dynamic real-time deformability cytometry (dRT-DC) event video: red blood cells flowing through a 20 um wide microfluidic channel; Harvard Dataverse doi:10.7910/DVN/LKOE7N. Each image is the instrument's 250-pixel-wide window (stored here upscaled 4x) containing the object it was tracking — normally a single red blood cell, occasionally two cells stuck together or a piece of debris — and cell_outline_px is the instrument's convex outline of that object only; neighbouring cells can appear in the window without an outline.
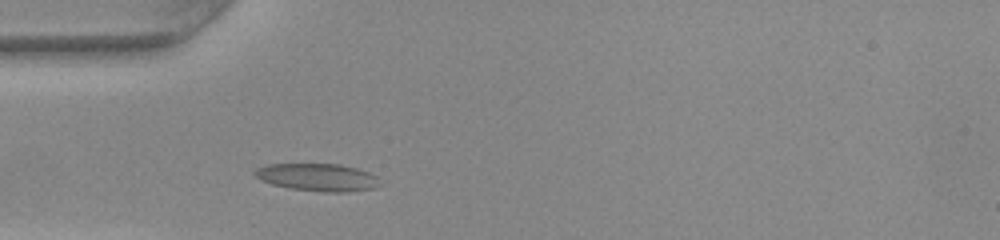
{"species": "common noctule bat (a hibernating species)", "species_latin": "Nyctalus noctula", "temperature_condition": "warm", "stored_images_in_passage": 26, "camera_frame_rate_fps": 3000, "um_per_image_px": 0.085, "animal": {"sex": "female", "body_mass_g": 22.0, "forearm_length_mm": 56.7}, "frame": {"image": 1, "passage_image": 1, "time_ms": 0.0, "image_size_px": [1000, 240], "cell_outline_px": [[380, 184], [376, 188], [344, 192], [324, 192], [288, 188], [272, 184], [260, 180], [252, 172], [256, 168], [268, 164], [340, 164], [356, 168], [368, 172], [376, 176]], "centroid_in_image_um": [26.97, 15.07], "position_along_channel_um": 58.0, "area_um2": 20.11}}
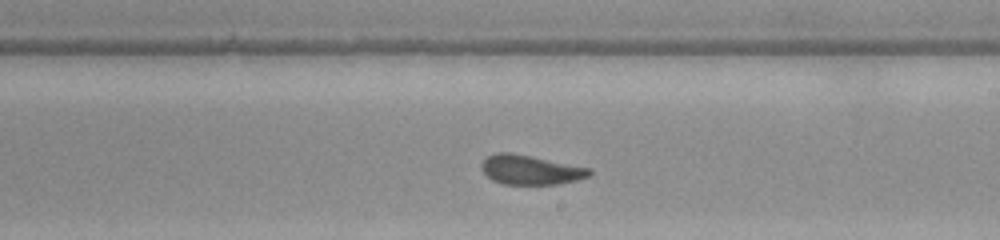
{"frame": {"image": 2, "passage_image": 15, "time_ms": 4.667, "image_size_px": [1000, 240], "cell_outline_px": [[592, 172], [588, 176], [576, 180], [556, 184], [504, 184], [492, 180], [480, 168], [480, 164], [488, 156], [496, 152], [508, 152], [592, 168]], "centroid_in_image_um": [45.07, 14.43], "position_along_channel_um": 243.9, "area_um2": 18.32}}
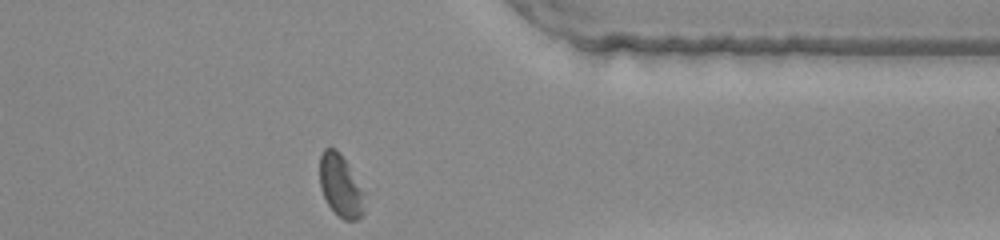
{"frame": {"image": 3, "passage_image": 26, "time_ms": 8.333, "image_size_px": [1000, 240], "cell_outline_px": [[364, 212], [356, 220], [344, 220], [328, 204], [320, 188], [320, 156], [324, 148], [336, 148], [340, 152], [364, 192]], "centroid_in_image_um": [28.94, 15.78], "position_along_channel_um": 382.5, "area_um2": 16.01}, "authors_computed_cell_mechanics": {"area_um2": 18.6694, "velocity_mm_per_s": 4.0653, "shape_relaxation_time_tau1_ms": null, "shape_relaxation_time_tau2_ms": 1.6009, "deformation_change_tau1": null, "deformation_change_tau2": 0.0825}}